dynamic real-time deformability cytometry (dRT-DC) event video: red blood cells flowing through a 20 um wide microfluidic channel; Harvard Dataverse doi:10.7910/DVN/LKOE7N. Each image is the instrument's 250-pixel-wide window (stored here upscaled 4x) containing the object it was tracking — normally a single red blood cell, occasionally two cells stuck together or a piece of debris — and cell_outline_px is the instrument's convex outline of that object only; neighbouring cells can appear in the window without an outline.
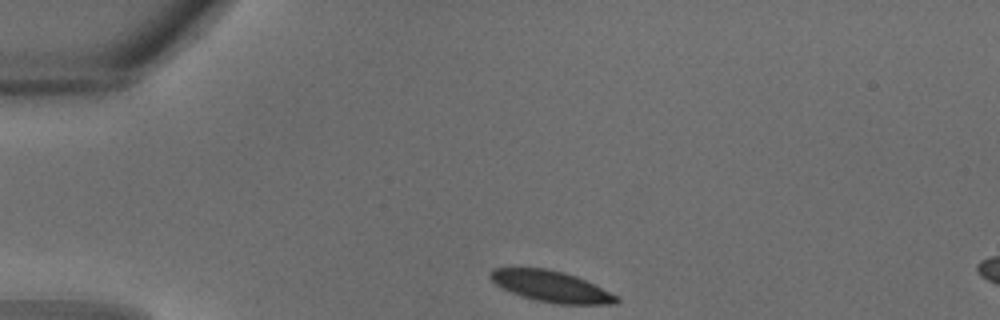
{"species": "common noctule bat (a hibernating species)", "species_latin": "Nyctalus noctula", "temperature_condition": "warm", "stored_images_in_passage": 4, "camera_frame_rate_fps": 3000, "um_per_image_px": 0.085, "animal": {"sex": "male", "body_mass_g": 18.8}, "frame": {"image": 1, "passage_image": 1, "time_ms": 0.0, "image_size_px": [1000, 320], "cell_outline_px": [[620, 300], [616, 304], [556, 304], [536, 300], [512, 292], [496, 284], [488, 276], [492, 268], [544, 268], [564, 272], [576, 276], [616, 296]], "centroid_in_image_um": [46.82, 24.34], "position_along_channel_um": 38.2, "area_um2": 22.37}}